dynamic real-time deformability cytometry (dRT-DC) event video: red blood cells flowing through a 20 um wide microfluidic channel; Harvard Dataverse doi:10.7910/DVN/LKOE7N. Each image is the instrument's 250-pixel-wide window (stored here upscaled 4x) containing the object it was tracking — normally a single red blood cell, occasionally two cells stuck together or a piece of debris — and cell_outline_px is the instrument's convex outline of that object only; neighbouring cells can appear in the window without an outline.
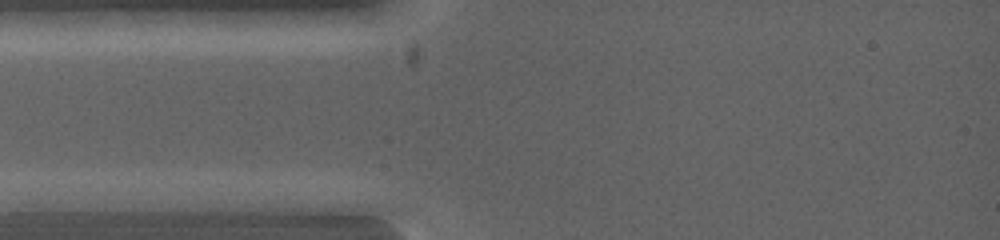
{"species": "common noctule bat (a hibernating species)", "species_latin": "Nyctalus noctula", "temperature_condition": "warm", "stored_images_in_passage": 5, "camera_frame_rate_fps": 5000, "um_per_image_px": 0.085, "animal": {"sex": "female", "body_mass_g": 19.0, "forearm_length_mm": 53.3}, "frame": {"image": 1, "passage_image": 3, "time_ms": 0.6, "image_size_px": [1000, 240], "cell_outline_px": [[124, 200], [96, 212], [16, 212], [16, 200], [64, 192], [104, 192]], "centroid_in_image_um": [5.75, 17.22], "position_along_channel_um": 79.2, "area_um2": 12.43}}